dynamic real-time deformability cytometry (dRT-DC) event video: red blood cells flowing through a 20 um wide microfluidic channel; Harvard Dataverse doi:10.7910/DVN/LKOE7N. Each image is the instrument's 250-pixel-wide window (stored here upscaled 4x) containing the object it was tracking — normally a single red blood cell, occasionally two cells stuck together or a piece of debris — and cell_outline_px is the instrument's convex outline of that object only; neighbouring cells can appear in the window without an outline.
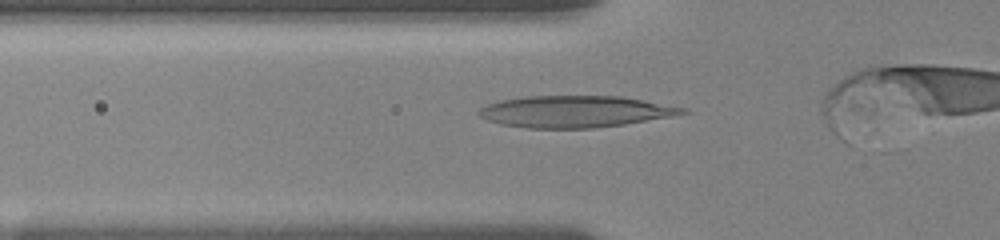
{"species": "human", "species_latin": "Homo sapiens", "temperature_condition": "room temperature", "stored_images_in_passage": 13, "camera_frame_rate_fps": 3000, "um_per_image_px": 0.085, "donor": {"sex": "female"}, "frame": {"image": 1, "passage_image": 9, "time_ms": 2.0, "image_size_px": [1000, 240], "cell_outline_px": [[688, 112], [672, 116], [624, 124], [592, 128], [528, 128], [500, 124], [488, 120], [480, 116], [476, 112], [480, 108], [488, 104], [500, 100], [528, 96], [620, 96], [688, 108]], "centroid_in_image_um": [48.87, 9.48], "position_along_channel_um": 76.9, "area_um2": 37.4}}